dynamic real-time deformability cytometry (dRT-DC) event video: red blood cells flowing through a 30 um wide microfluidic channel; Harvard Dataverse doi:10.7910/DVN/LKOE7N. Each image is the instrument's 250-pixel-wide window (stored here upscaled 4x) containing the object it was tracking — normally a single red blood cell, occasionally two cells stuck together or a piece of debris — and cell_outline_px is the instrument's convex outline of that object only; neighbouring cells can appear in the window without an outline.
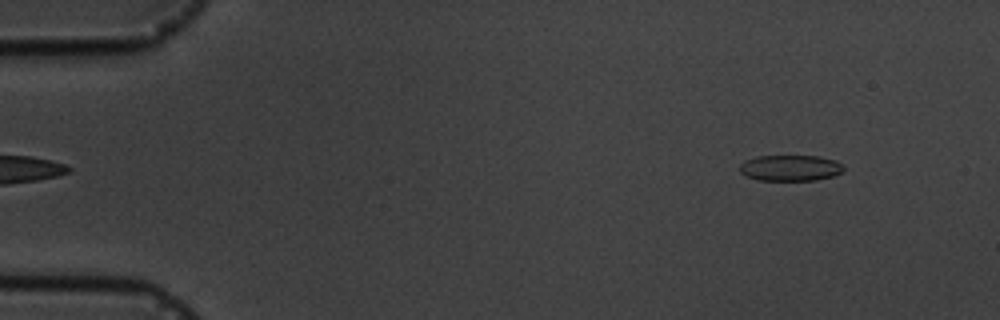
{"species": "common noctule bat (a hibernating species)", "species_latin": "Nyctalus noctula", "temperature_condition": "cold", "stored_images_in_passage": 4, "segment_of_instrument_passage": [2, 2], "camera_frame_rate_fps": 3000, "um_per_image_px": 0.085, "animal": {"sex": "male", "body_mass_g": 19.5, "forearm_length_mm": 54.6}, "frame": {"image": 1, "passage_image": 4, "time_ms": 4.333, "image_size_px": [1000, 320], "cell_outline_px": [[844, 168], [840, 172], [832, 176], [816, 180], [756, 180], [744, 176], [740, 172], [740, 164], [744, 160], [756, 156], [820, 156], [836, 160]], "centroid_in_image_um": [67.12, 14.27], "position_along_channel_um": 17.9, "area_um2": 15.78}}